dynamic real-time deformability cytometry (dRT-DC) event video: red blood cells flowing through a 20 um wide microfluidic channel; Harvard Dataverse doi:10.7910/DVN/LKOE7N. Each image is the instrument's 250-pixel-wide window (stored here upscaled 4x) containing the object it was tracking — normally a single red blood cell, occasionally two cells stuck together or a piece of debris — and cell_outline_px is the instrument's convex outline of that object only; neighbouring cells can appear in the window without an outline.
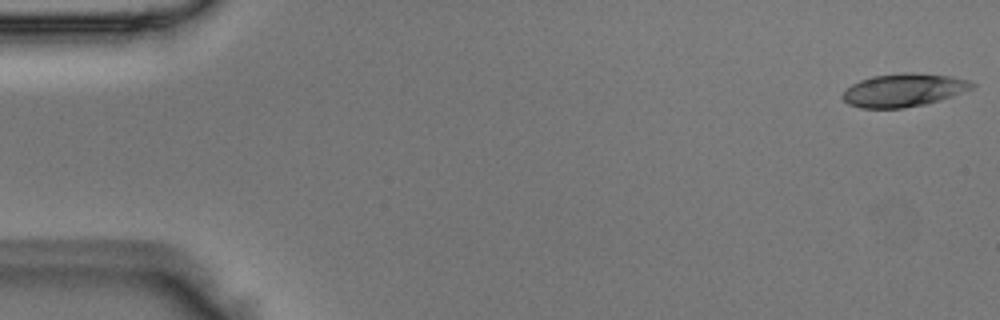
{"species": "Egyptian fruit bat (a non-hibernating species)", "species_latin": "Rousettus aegyptiacus", "temperature_condition": "room temperature", "stored_images_in_passage": 49, "camera_frame_rate_fps": 3000, "um_per_image_px": 0.085, "animal": {"sex": "male"}, "frame": {"image": 1, "passage_image": 1, "time_ms": 0.0, "image_size_px": [1000, 320], "cell_outline_px": [[976, 84], [972, 88], [952, 96], [940, 100], [924, 104], [904, 108], [860, 108], [848, 104], [840, 96], [852, 84], [860, 80], [872, 76], [904, 72], [908, 72], [952, 76], [968, 80]], "centroid_in_image_um": [76.79, 7.66], "position_along_channel_um": 8.2, "area_um2": 24.91}}
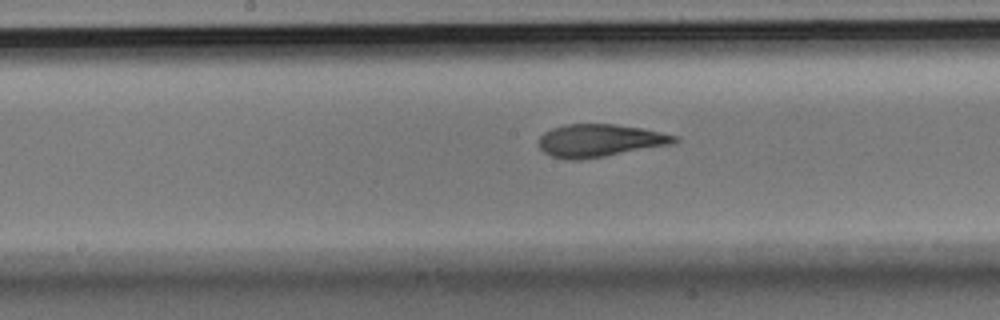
{"frame": {"image": 2, "passage_image": 25, "time_ms": 8.0, "image_size_px": [1000, 320], "cell_outline_px": [[680, 140], [672, 144], [604, 156], [580, 160], [568, 160], [552, 156], [544, 152], [540, 148], [540, 136], [544, 132], [552, 128], [564, 124], [616, 124], [640, 128], [680, 136]], "centroid_in_image_um": [50.99, 11.94], "position_along_channel_um": 197.2, "area_um2": 25.78}}
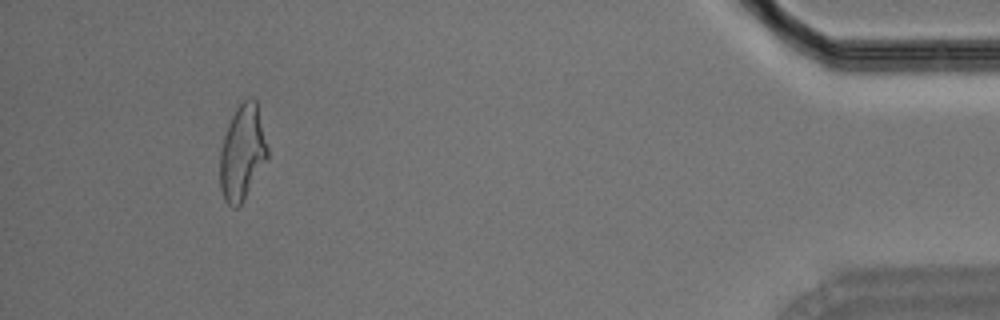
{"frame": {"image": 3, "passage_image": 46, "time_ms": 15.0, "image_size_px": [1000, 320], "cell_outline_px": [[268, 160], [244, 200], [236, 208], [232, 208], [224, 200], [220, 188], [220, 152], [224, 136], [228, 124], [236, 108], [248, 96], [256, 100], [268, 148]], "centroid_in_image_um": [20.6, 13.0], "position_along_channel_um": 414.6, "area_um2": 26.53}}